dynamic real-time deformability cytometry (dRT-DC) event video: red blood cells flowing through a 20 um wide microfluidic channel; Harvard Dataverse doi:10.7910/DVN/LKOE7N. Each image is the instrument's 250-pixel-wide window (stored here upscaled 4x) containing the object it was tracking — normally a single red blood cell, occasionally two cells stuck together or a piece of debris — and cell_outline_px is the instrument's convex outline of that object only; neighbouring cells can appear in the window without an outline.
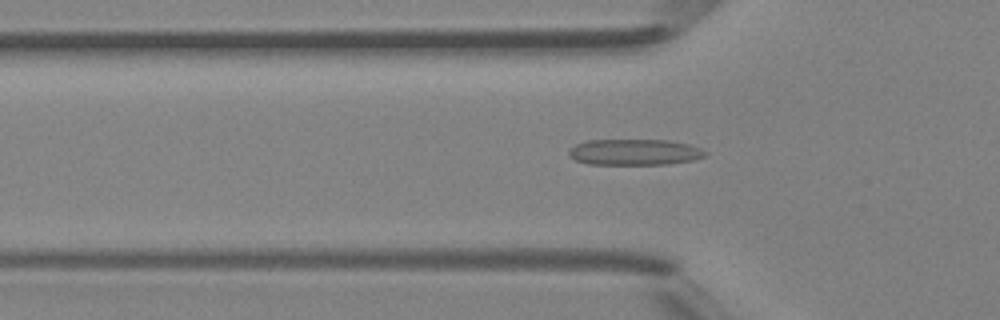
{"species": "Egyptian fruit bat (a non-hibernating species)", "species_latin": "Rousettus aegyptiacus", "temperature_condition": "room temperature", "stored_images_in_passage": 40, "camera_frame_rate_fps": 3000, "um_per_image_px": 0.085, "animal": {"sex": "female"}, "frame": {"image": 1, "passage_image": 9, "time_ms": 2.667, "image_size_px": [1000, 320], "cell_outline_px": [[708, 152], [704, 156], [692, 160], [668, 164], [588, 164], [576, 160], [568, 156], [568, 152], [576, 144], [588, 140], [668, 140], [688, 144], [700, 148]], "centroid_in_image_um": [53.93, 12.93], "position_along_channel_um": 71.9, "area_um2": 20.58}}
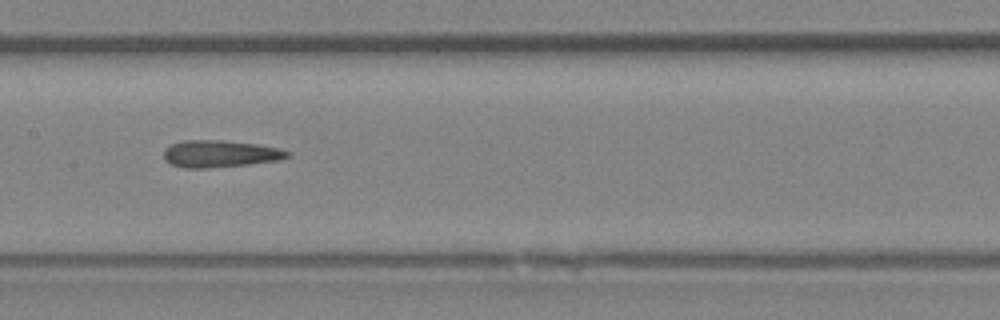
{"frame": {"image": 2, "passage_image": 17, "time_ms": 5.333, "image_size_px": [1000, 320], "cell_outline_px": [[292, 156], [280, 160], [248, 164], [208, 168], [184, 168], [168, 164], [164, 160], [164, 148], [172, 144], [184, 140], [224, 140], [256, 144], [280, 148], [292, 152]], "centroid_in_image_um": [18.71, 13.07], "position_along_channel_um": 188.7, "area_um2": 19.77}}
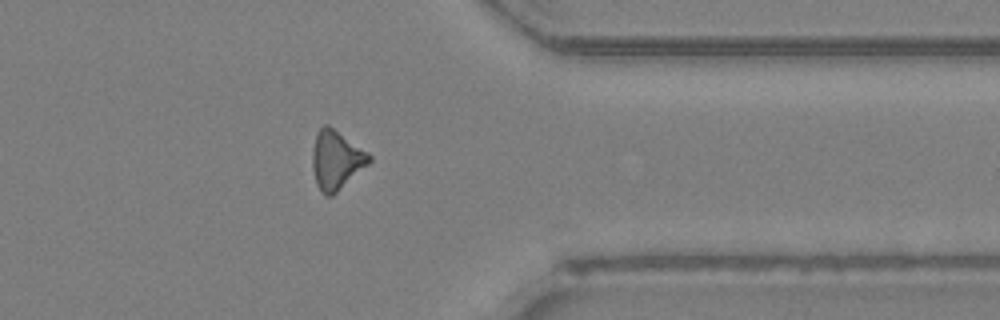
{"frame": {"image": 3, "passage_image": 31, "time_ms": 10.0, "image_size_px": [1000, 320], "cell_outline_px": [[372, 160], [368, 164], [332, 196], [324, 196], [320, 192], [316, 184], [312, 168], [312, 152], [316, 132], [324, 124], [328, 124], [368, 152], [372, 156]], "centroid_in_image_um": [28.56, 13.6], "position_along_channel_um": 382.8, "area_um2": 19.54}, "authors_computed_cell_mechanics": {"area_um2": 19.5075, "velocity_mm_per_s": 4.3887, "shape_relaxation_time_tau1_ms": null, "shape_relaxation_time_tau2_ms": 3.6331, "deformation_change_tau1": null, "deformation_change_tau2": 0.1765}}